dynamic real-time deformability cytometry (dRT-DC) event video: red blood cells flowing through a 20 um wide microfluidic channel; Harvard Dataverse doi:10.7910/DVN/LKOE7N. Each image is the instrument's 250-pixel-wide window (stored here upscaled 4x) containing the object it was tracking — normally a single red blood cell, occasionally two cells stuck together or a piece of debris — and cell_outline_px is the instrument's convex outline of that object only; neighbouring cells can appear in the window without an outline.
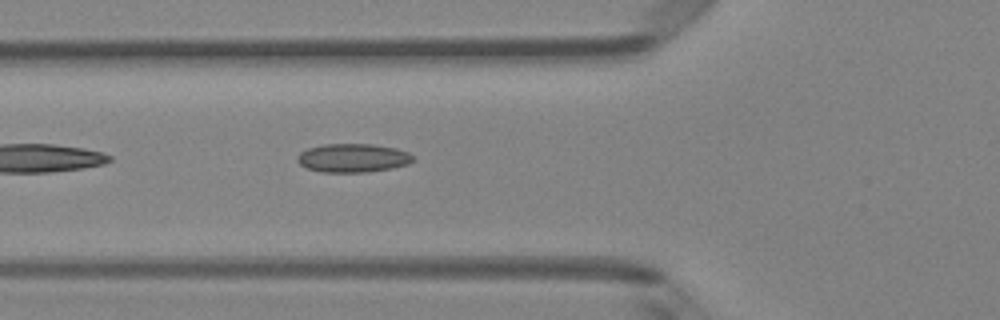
{"species": "Egyptian fruit bat (a non-hibernating species)", "species_latin": "Rousettus aegyptiacus", "temperature_condition": "room temperature", "stored_images_in_passage": 34, "camera_frame_rate_fps": 3000, "um_per_image_px": 0.085, "animal": {"sex": "female"}, "frame": {"image": 1, "passage_image": 4, "time_ms": 1.0, "image_size_px": [1000, 320], "cell_outline_px": [[412, 160], [408, 164], [392, 168], [368, 172], [320, 172], [308, 168], [300, 164], [296, 160], [296, 156], [300, 152], [308, 148], [324, 144], [372, 144], [396, 148], [408, 152], [412, 156]], "centroid_in_image_um": [29.97, 13.42], "position_along_channel_um": 95.8, "area_um2": 19.31}}
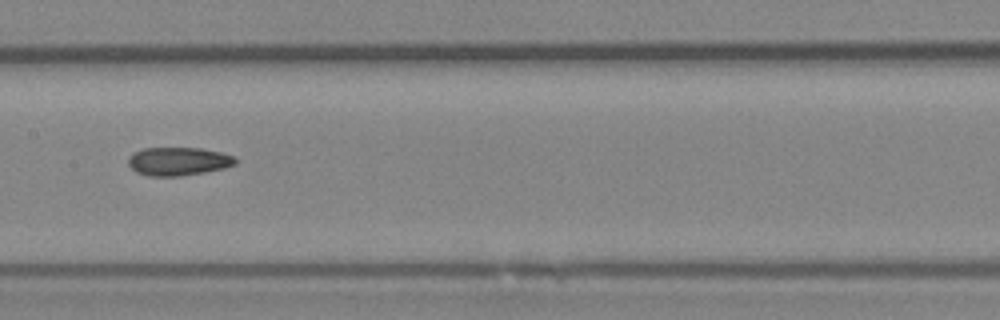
{"frame": {"image": 2, "passage_image": 11, "time_ms": 3.333, "image_size_px": [1000, 320], "cell_outline_px": [[236, 164], [224, 168], [204, 172], [180, 176], [148, 176], [136, 172], [128, 164], [128, 156], [132, 152], [144, 148], [200, 148], [220, 152], [236, 156]], "centroid_in_image_um": [15.14, 13.71], "position_along_channel_um": 192.3, "area_um2": 17.8}}
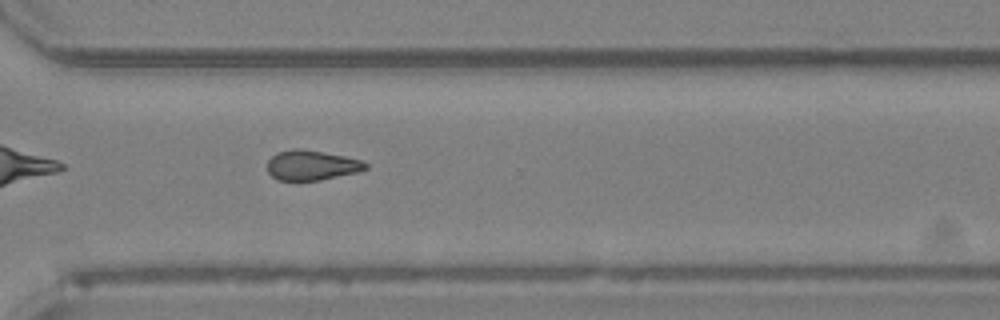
{"frame": {"image": 3, "passage_image": 22, "time_ms": 7.0, "image_size_px": [1000, 320], "cell_outline_px": [[368, 168], [356, 172], [320, 180], [276, 180], [268, 172], [268, 160], [276, 152], [296, 148], [300, 148], [344, 156], [360, 160], [368, 164]], "centroid_in_image_um": [26.46, 14.04], "position_along_channel_um": 344.1, "area_um2": 16.99}}